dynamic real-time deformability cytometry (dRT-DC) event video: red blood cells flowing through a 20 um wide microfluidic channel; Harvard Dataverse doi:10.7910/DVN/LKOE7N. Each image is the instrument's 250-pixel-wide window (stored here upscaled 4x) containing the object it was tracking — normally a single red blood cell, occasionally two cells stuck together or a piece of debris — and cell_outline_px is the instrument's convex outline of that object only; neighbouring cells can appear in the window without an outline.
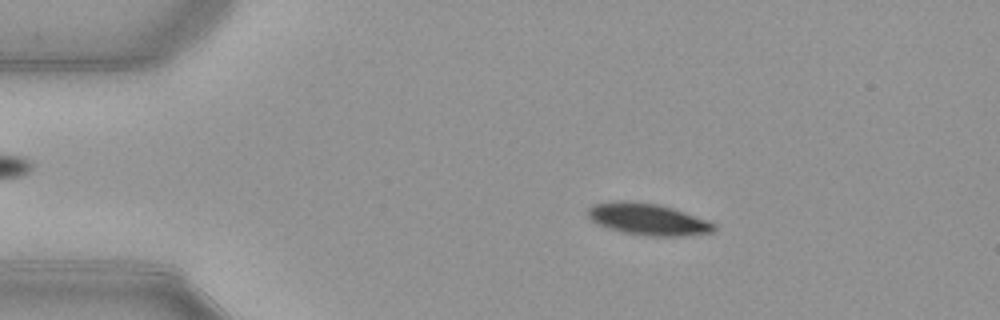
{"species": "common noctule bat (a hibernating species)", "species_latin": "Nyctalus noctula", "temperature_condition": "warm", "stored_images_in_passage": 52, "camera_frame_rate_fps": 3000, "um_per_image_px": 0.085, "animal": {"sex": "female", "body_mass_g": 21.9}, "frame": {"image": 1, "passage_image": 9, "time_ms": 2.667, "image_size_px": [1000, 320], "cell_outline_px": [[716, 228], [712, 232], [688, 236], [644, 236], [624, 232], [608, 228], [596, 224], [588, 216], [588, 208], [592, 204], [616, 200], [632, 200], [656, 204], [672, 208], [708, 220], [716, 224]], "centroid_in_image_um": [55.06, 18.63], "position_along_channel_um": 29.9, "area_um2": 23.52}}
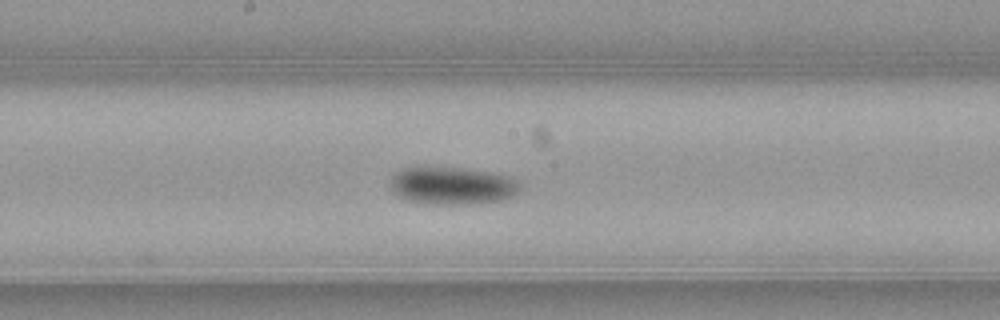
{"frame": {"image": 2, "passage_image": 27, "time_ms": 8.667, "image_size_px": [1000, 320], "cell_outline_px": [[520, 188], [512, 196], [500, 200], [468, 204], [424, 204], [408, 200], [400, 196], [392, 188], [392, 176], [396, 172], [404, 168], [460, 168], [492, 172], [508, 176], [516, 180], [520, 184]], "centroid_in_image_um": [38.47, 15.79], "position_along_channel_um": 209.7, "area_um2": 27.92}}
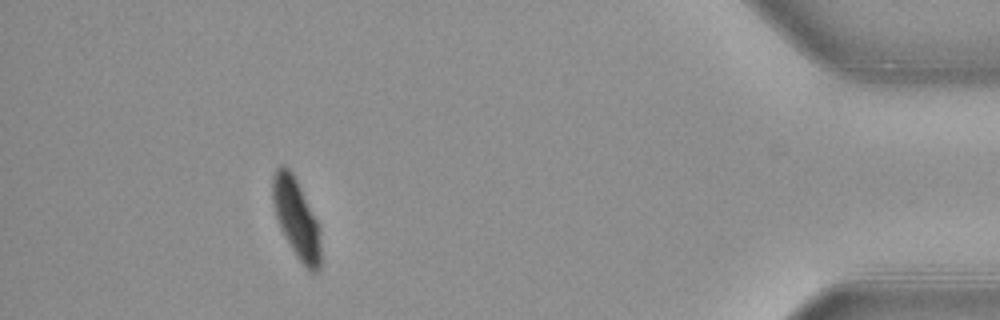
{"frame": {"image": 3, "passage_image": 47, "time_ms": 15.333, "image_size_px": [1000, 320], "cell_outline_px": [[320, 268], [316, 272], [308, 272], [296, 256], [284, 236], [280, 228], [276, 216], [272, 200], [272, 176], [276, 168], [280, 164], [284, 164], [292, 172], [320, 228]], "centroid_in_image_um": [25.17, 18.58], "position_along_channel_um": 410.0, "area_um2": 22.2}, "authors_computed_cell_mechanics": {"area_um2": 24.1315, "velocity_mm_per_s": 3.9054, "shape_relaxation_time_tau1_ms": 3.4543, "shape_relaxation_time_tau2_ms": null, "deformation_change_tau1": 0.1398, "deformation_change_tau2": null}}